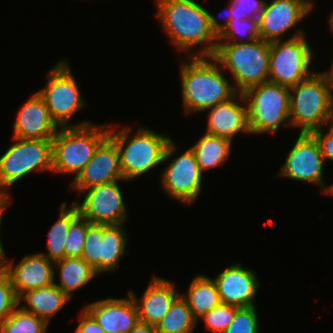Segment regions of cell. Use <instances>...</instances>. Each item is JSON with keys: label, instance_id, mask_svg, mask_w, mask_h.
Segmentation results:
<instances>
[{"label": "cell", "instance_id": "cell-1", "mask_svg": "<svg viewBox=\"0 0 333 333\" xmlns=\"http://www.w3.org/2000/svg\"><path fill=\"white\" fill-rule=\"evenodd\" d=\"M156 18L171 44L186 56H213L218 42L217 17L196 0H155ZM196 51L192 50L197 46Z\"/></svg>", "mask_w": 333, "mask_h": 333}, {"label": "cell", "instance_id": "cell-2", "mask_svg": "<svg viewBox=\"0 0 333 333\" xmlns=\"http://www.w3.org/2000/svg\"><path fill=\"white\" fill-rule=\"evenodd\" d=\"M181 62L180 85L185 115L228 101L238 92L227 80L220 64L213 56H187Z\"/></svg>", "mask_w": 333, "mask_h": 333}, {"label": "cell", "instance_id": "cell-3", "mask_svg": "<svg viewBox=\"0 0 333 333\" xmlns=\"http://www.w3.org/2000/svg\"><path fill=\"white\" fill-rule=\"evenodd\" d=\"M113 125L115 126L109 124L108 136L117 146L120 169L126 182L138 179L163 163L167 144L171 141L170 136L148 127L139 126L132 132L131 127L124 126L117 130Z\"/></svg>", "mask_w": 333, "mask_h": 333}, {"label": "cell", "instance_id": "cell-4", "mask_svg": "<svg viewBox=\"0 0 333 333\" xmlns=\"http://www.w3.org/2000/svg\"><path fill=\"white\" fill-rule=\"evenodd\" d=\"M289 124L299 133H312L333 121L332 81L325 72L314 71L289 87Z\"/></svg>", "mask_w": 333, "mask_h": 333}, {"label": "cell", "instance_id": "cell-5", "mask_svg": "<svg viewBox=\"0 0 333 333\" xmlns=\"http://www.w3.org/2000/svg\"><path fill=\"white\" fill-rule=\"evenodd\" d=\"M213 57L223 71L231 73L238 93L268 81L270 43L261 38L245 43H217Z\"/></svg>", "mask_w": 333, "mask_h": 333}, {"label": "cell", "instance_id": "cell-6", "mask_svg": "<svg viewBox=\"0 0 333 333\" xmlns=\"http://www.w3.org/2000/svg\"><path fill=\"white\" fill-rule=\"evenodd\" d=\"M108 135L109 124L60 127L52 138V173L76 178Z\"/></svg>", "mask_w": 333, "mask_h": 333}, {"label": "cell", "instance_id": "cell-7", "mask_svg": "<svg viewBox=\"0 0 333 333\" xmlns=\"http://www.w3.org/2000/svg\"><path fill=\"white\" fill-rule=\"evenodd\" d=\"M242 94L252 135L273 133L282 125L290 126L289 87L267 81L246 89Z\"/></svg>", "mask_w": 333, "mask_h": 333}, {"label": "cell", "instance_id": "cell-8", "mask_svg": "<svg viewBox=\"0 0 333 333\" xmlns=\"http://www.w3.org/2000/svg\"><path fill=\"white\" fill-rule=\"evenodd\" d=\"M69 64L66 59L58 60L47 73L45 88L37 92L45 101L52 119L59 127H82L92 122L84 120L74 125L69 123L78 111L87 106Z\"/></svg>", "mask_w": 333, "mask_h": 333}, {"label": "cell", "instance_id": "cell-9", "mask_svg": "<svg viewBox=\"0 0 333 333\" xmlns=\"http://www.w3.org/2000/svg\"><path fill=\"white\" fill-rule=\"evenodd\" d=\"M313 56L303 28L295 29L286 40L271 42L268 81L287 87L297 85L314 72L310 69Z\"/></svg>", "mask_w": 333, "mask_h": 333}, {"label": "cell", "instance_id": "cell-10", "mask_svg": "<svg viewBox=\"0 0 333 333\" xmlns=\"http://www.w3.org/2000/svg\"><path fill=\"white\" fill-rule=\"evenodd\" d=\"M13 139L0 156V191L5 193L35 170L52 171V139Z\"/></svg>", "mask_w": 333, "mask_h": 333}, {"label": "cell", "instance_id": "cell-11", "mask_svg": "<svg viewBox=\"0 0 333 333\" xmlns=\"http://www.w3.org/2000/svg\"><path fill=\"white\" fill-rule=\"evenodd\" d=\"M177 150L176 142L171 139L167 144L163 164L170 161L163 168L161 176L162 188L172 200L186 205L193 204L202 192L203 173L199 169L194 152L189 147L178 157L170 159Z\"/></svg>", "mask_w": 333, "mask_h": 333}, {"label": "cell", "instance_id": "cell-12", "mask_svg": "<svg viewBox=\"0 0 333 333\" xmlns=\"http://www.w3.org/2000/svg\"><path fill=\"white\" fill-rule=\"evenodd\" d=\"M325 161L320 145L312 133H299L295 144L282 165L278 177L317 185L322 193H326L328 186L323 181Z\"/></svg>", "mask_w": 333, "mask_h": 333}, {"label": "cell", "instance_id": "cell-13", "mask_svg": "<svg viewBox=\"0 0 333 333\" xmlns=\"http://www.w3.org/2000/svg\"><path fill=\"white\" fill-rule=\"evenodd\" d=\"M119 181L83 190L82 203L74 201L79 214L93 224L120 225L127 221V206Z\"/></svg>", "mask_w": 333, "mask_h": 333}, {"label": "cell", "instance_id": "cell-14", "mask_svg": "<svg viewBox=\"0 0 333 333\" xmlns=\"http://www.w3.org/2000/svg\"><path fill=\"white\" fill-rule=\"evenodd\" d=\"M314 4L311 0H272L265 2L259 18L260 38L266 42L283 40L288 31L305 19Z\"/></svg>", "mask_w": 333, "mask_h": 333}, {"label": "cell", "instance_id": "cell-15", "mask_svg": "<svg viewBox=\"0 0 333 333\" xmlns=\"http://www.w3.org/2000/svg\"><path fill=\"white\" fill-rule=\"evenodd\" d=\"M123 180V181H122ZM115 181L124 182L120 169L119 152L115 142L107 136L97 147L92 159L70 183L72 189L81 193L93 186Z\"/></svg>", "mask_w": 333, "mask_h": 333}, {"label": "cell", "instance_id": "cell-16", "mask_svg": "<svg viewBox=\"0 0 333 333\" xmlns=\"http://www.w3.org/2000/svg\"><path fill=\"white\" fill-rule=\"evenodd\" d=\"M5 256L0 267L9 276L18 298L29 290L55 283L54 263L41 252L25 255L18 264Z\"/></svg>", "mask_w": 333, "mask_h": 333}, {"label": "cell", "instance_id": "cell-17", "mask_svg": "<svg viewBox=\"0 0 333 333\" xmlns=\"http://www.w3.org/2000/svg\"><path fill=\"white\" fill-rule=\"evenodd\" d=\"M216 284L221 303L237 307L255 305V297L260 287L256 273L245 268L240 262L232 263L212 278Z\"/></svg>", "mask_w": 333, "mask_h": 333}, {"label": "cell", "instance_id": "cell-18", "mask_svg": "<svg viewBox=\"0 0 333 333\" xmlns=\"http://www.w3.org/2000/svg\"><path fill=\"white\" fill-rule=\"evenodd\" d=\"M105 333H129L139 321L138 310L130 293L126 298H106L84 307Z\"/></svg>", "mask_w": 333, "mask_h": 333}, {"label": "cell", "instance_id": "cell-19", "mask_svg": "<svg viewBox=\"0 0 333 333\" xmlns=\"http://www.w3.org/2000/svg\"><path fill=\"white\" fill-rule=\"evenodd\" d=\"M12 125L13 137L21 139H52L60 128L38 92L20 107Z\"/></svg>", "mask_w": 333, "mask_h": 333}, {"label": "cell", "instance_id": "cell-20", "mask_svg": "<svg viewBox=\"0 0 333 333\" xmlns=\"http://www.w3.org/2000/svg\"><path fill=\"white\" fill-rule=\"evenodd\" d=\"M204 111H209L205 133L231 141L238 133L243 132L251 135L248 126L247 105L242 93H237L228 101L218 103Z\"/></svg>", "mask_w": 333, "mask_h": 333}, {"label": "cell", "instance_id": "cell-21", "mask_svg": "<svg viewBox=\"0 0 333 333\" xmlns=\"http://www.w3.org/2000/svg\"><path fill=\"white\" fill-rule=\"evenodd\" d=\"M170 280L152 275L141 298L129 290L136 303L140 322L156 326L169 311L173 302L180 296L176 286Z\"/></svg>", "mask_w": 333, "mask_h": 333}, {"label": "cell", "instance_id": "cell-22", "mask_svg": "<svg viewBox=\"0 0 333 333\" xmlns=\"http://www.w3.org/2000/svg\"><path fill=\"white\" fill-rule=\"evenodd\" d=\"M18 300V305L23 310L33 313L49 325L50 319L63 309L71 299L53 283L24 292Z\"/></svg>", "mask_w": 333, "mask_h": 333}, {"label": "cell", "instance_id": "cell-23", "mask_svg": "<svg viewBox=\"0 0 333 333\" xmlns=\"http://www.w3.org/2000/svg\"><path fill=\"white\" fill-rule=\"evenodd\" d=\"M180 295L187 302L191 316L197 323L206 312L221 304L214 280L203 274L196 275L189 284L188 291L183 294L181 292Z\"/></svg>", "mask_w": 333, "mask_h": 333}, {"label": "cell", "instance_id": "cell-24", "mask_svg": "<svg viewBox=\"0 0 333 333\" xmlns=\"http://www.w3.org/2000/svg\"><path fill=\"white\" fill-rule=\"evenodd\" d=\"M55 274L59 272V283H54L70 299L73 292L87 285L98 274L81 257H65L54 263ZM58 270V272H57Z\"/></svg>", "mask_w": 333, "mask_h": 333}, {"label": "cell", "instance_id": "cell-25", "mask_svg": "<svg viewBox=\"0 0 333 333\" xmlns=\"http://www.w3.org/2000/svg\"><path fill=\"white\" fill-rule=\"evenodd\" d=\"M231 146L230 139L205 133L190 148L203 173L226 164L232 150Z\"/></svg>", "mask_w": 333, "mask_h": 333}, {"label": "cell", "instance_id": "cell-26", "mask_svg": "<svg viewBox=\"0 0 333 333\" xmlns=\"http://www.w3.org/2000/svg\"><path fill=\"white\" fill-rule=\"evenodd\" d=\"M59 210V218L47 233L46 253H41L53 263L66 257L65 240L67 232L72 221L79 215V210L73 202L69 207L66 201L61 203Z\"/></svg>", "mask_w": 333, "mask_h": 333}, {"label": "cell", "instance_id": "cell-27", "mask_svg": "<svg viewBox=\"0 0 333 333\" xmlns=\"http://www.w3.org/2000/svg\"><path fill=\"white\" fill-rule=\"evenodd\" d=\"M120 225L103 224L102 257H100V274L115 272L128 244L127 230Z\"/></svg>", "mask_w": 333, "mask_h": 333}, {"label": "cell", "instance_id": "cell-28", "mask_svg": "<svg viewBox=\"0 0 333 333\" xmlns=\"http://www.w3.org/2000/svg\"><path fill=\"white\" fill-rule=\"evenodd\" d=\"M218 42L217 43H245L260 38L259 19L235 18L220 22L217 18Z\"/></svg>", "mask_w": 333, "mask_h": 333}, {"label": "cell", "instance_id": "cell-29", "mask_svg": "<svg viewBox=\"0 0 333 333\" xmlns=\"http://www.w3.org/2000/svg\"><path fill=\"white\" fill-rule=\"evenodd\" d=\"M196 324L187 302L180 295L155 327L158 333H192Z\"/></svg>", "mask_w": 333, "mask_h": 333}, {"label": "cell", "instance_id": "cell-30", "mask_svg": "<svg viewBox=\"0 0 333 333\" xmlns=\"http://www.w3.org/2000/svg\"><path fill=\"white\" fill-rule=\"evenodd\" d=\"M48 327L44 320L18 305L0 324V333H46Z\"/></svg>", "mask_w": 333, "mask_h": 333}, {"label": "cell", "instance_id": "cell-31", "mask_svg": "<svg viewBox=\"0 0 333 333\" xmlns=\"http://www.w3.org/2000/svg\"><path fill=\"white\" fill-rule=\"evenodd\" d=\"M103 224L91 223L87 227L81 258L99 275L100 257H102Z\"/></svg>", "mask_w": 333, "mask_h": 333}, {"label": "cell", "instance_id": "cell-32", "mask_svg": "<svg viewBox=\"0 0 333 333\" xmlns=\"http://www.w3.org/2000/svg\"><path fill=\"white\" fill-rule=\"evenodd\" d=\"M90 224L91 223L80 214L72 221L65 240L66 257H81L87 227Z\"/></svg>", "mask_w": 333, "mask_h": 333}, {"label": "cell", "instance_id": "cell-33", "mask_svg": "<svg viewBox=\"0 0 333 333\" xmlns=\"http://www.w3.org/2000/svg\"><path fill=\"white\" fill-rule=\"evenodd\" d=\"M238 308L237 306L221 303L206 312L200 320H204L203 322L210 331L223 333L232 322Z\"/></svg>", "mask_w": 333, "mask_h": 333}, {"label": "cell", "instance_id": "cell-34", "mask_svg": "<svg viewBox=\"0 0 333 333\" xmlns=\"http://www.w3.org/2000/svg\"><path fill=\"white\" fill-rule=\"evenodd\" d=\"M256 306L240 307L223 333H260Z\"/></svg>", "mask_w": 333, "mask_h": 333}, {"label": "cell", "instance_id": "cell-35", "mask_svg": "<svg viewBox=\"0 0 333 333\" xmlns=\"http://www.w3.org/2000/svg\"><path fill=\"white\" fill-rule=\"evenodd\" d=\"M265 0H230L228 9L225 10L226 17L222 20H244L247 18L259 19L264 9Z\"/></svg>", "mask_w": 333, "mask_h": 333}, {"label": "cell", "instance_id": "cell-36", "mask_svg": "<svg viewBox=\"0 0 333 333\" xmlns=\"http://www.w3.org/2000/svg\"><path fill=\"white\" fill-rule=\"evenodd\" d=\"M18 304V296L12 287L11 280L0 267V324L9 317Z\"/></svg>", "mask_w": 333, "mask_h": 333}, {"label": "cell", "instance_id": "cell-37", "mask_svg": "<svg viewBox=\"0 0 333 333\" xmlns=\"http://www.w3.org/2000/svg\"><path fill=\"white\" fill-rule=\"evenodd\" d=\"M328 131L324 132L325 128L314 130L312 134L317 139L324 161H333V121L329 123Z\"/></svg>", "mask_w": 333, "mask_h": 333}, {"label": "cell", "instance_id": "cell-38", "mask_svg": "<svg viewBox=\"0 0 333 333\" xmlns=\"http://www.w3.org/2000/svg\"><path fill=\"white\" fill-rule=\"evenodd\" d=\"M79 320L75 329L78 333H105L94 317L85 308L81 310Z\"/></svg>", "mask_w": 333, "mask_h": 333}, {"label": "cell", "instance_id": "cell-39", "mask_svg": "<svg viewBox=\"0 0 333 333\" xmlns=\"http://www.w3.org/2000/svg\"><path fill=\"white\" fill-rule=\"evenodd\" d=\"M10 193H5L0 191V233H1V224H2V219H3V214L4 211L10 206L11 198H10ZM1 237V236H0ZM7 255L5 253L1 238H0V262L2 259Z\"/></svg>", "mask_w": 333, "mask_h": 333}, {"label": "cell", "instance_id": "cell-40", "mask_svg": "<svg viewBox=\"0 0 333 333\" xmlns=\"http://www.w3.org/2000/svg\"><path fill=\"white\" fill-rule=\"evenodd\" d=\"M129 333H158L156 327L151 324L138 321Z\"/></svg>", "mask_w": 333, "mask_h": 333}, {"label": "cell", "instance_id": "cell-41", "mask_svg": "<svg viewBox=\"0 0 333 333\" xmlns=\"http://www.w3.org/2000/svg\"><path fill=\"white\" fill-rule=\"evenodd\" d=\"M326 73V75L328 76V78L333 81V58H332V61H331V66H330V69L327 71H324Z\"/></svg>", "mask_w": 333, "mask_h": 333}, {"label": "cell", "instance_id": "cell-42", "mask_svg": "<svg viewBox=\"0 0 333 333\" xmlns=\"http://www.w3.org/2000/svg\"><path fill=\"white\" fill-rule=\"evenodd\" d=\"M329 27H330V30H331V32L333 33V11H331V15L329 16Z\"/></svg>", "mask_w": 333, "mask_h": 333}, {"label": "cell", "instance_id": "cell-43", "mask_svg": "<svg viewBox=\"0 0 333 333\" xmlns=\"http://www.w3.org/2000/svg\"><path fill=\"white\" fill-rule=\"evenodd\" d=\"M330 195V196H333V184H331L330 186H328V189H327V191H326V193H325V195Z\"/></svg>", "mask_w": 333, "mask_h": 333}, {"label": "cell", "instance_id": "cell-44", "mask_svg": "<svg viewBox=\"0 0 333 333\" xmlns=\"http://www.w3.org/2000/svg\"><path fill=\"white\" fill-rule=\"evenodd\" d=\"M332 90H333V81H332ZM332 113H333V93H332Z\"/></svg>", "mask_w": 333, "mask_h": 333}]
</instances>
